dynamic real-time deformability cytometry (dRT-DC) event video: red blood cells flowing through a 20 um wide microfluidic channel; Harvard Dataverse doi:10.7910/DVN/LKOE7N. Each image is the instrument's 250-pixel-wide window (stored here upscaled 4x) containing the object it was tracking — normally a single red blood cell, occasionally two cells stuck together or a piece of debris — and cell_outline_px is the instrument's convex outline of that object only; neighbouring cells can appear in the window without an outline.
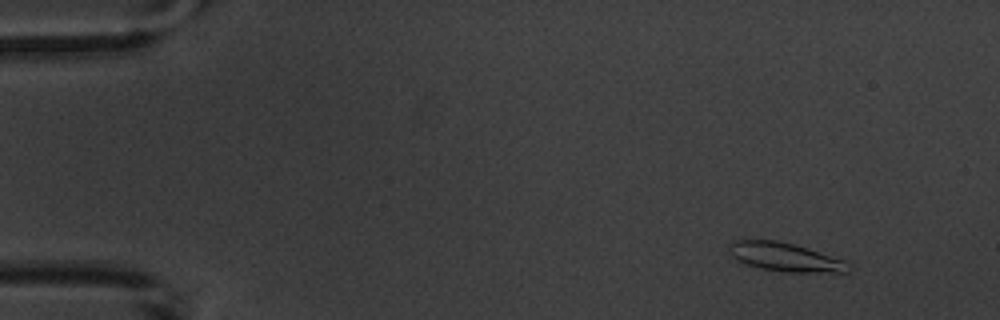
{"species": "common noctule bat (a hibernating species)", "species_latin": "Nyctalus noctula", "temperature_condition": "warm", "stored_images_in_passage": 4, "camera_frame_rate_fps": 3000, "um_per_image_px": 0.085, "animal": {"sex": "male", "body_mass_g": 20.1, "forearm_length_mm": 53.5}, "frame": {"image": 1, "passage_image": 1, "time_ms": 0.0, "image_size_px": [1000, 320], "cell_outline_px": [[852, 268], [848, 272], [784, 272], [760, 268], [744, 264], [732, 256], [728, 248], [736, 240], [776, 240], [808, 248], [844, 260]], "centroid_in_image_um": [66.75, 21.86], "position_along_channel_um": 18.3, "area_um2": 19.77}}